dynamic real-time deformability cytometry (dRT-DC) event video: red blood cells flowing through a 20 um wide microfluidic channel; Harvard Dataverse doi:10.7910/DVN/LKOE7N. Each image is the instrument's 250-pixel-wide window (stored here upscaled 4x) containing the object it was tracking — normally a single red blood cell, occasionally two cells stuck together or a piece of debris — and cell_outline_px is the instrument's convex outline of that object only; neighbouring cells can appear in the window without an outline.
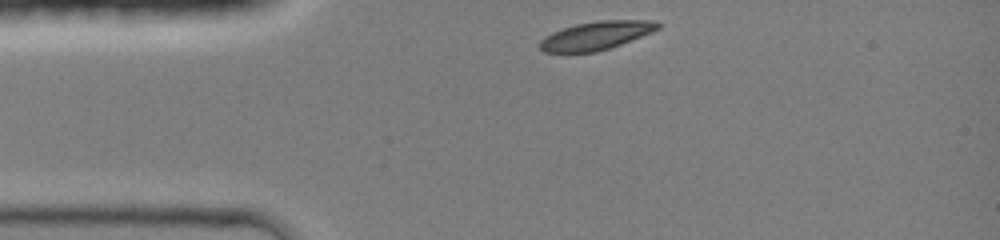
{"species": "common noctule bat (a hibernating species)", "species_latin": "Nyctalus noctula", "temperature_condition": "room temperature", "stored_images_in_passage": 31, "camera_frame_rate_fps": 3000, "um_per_image_px": 0.085, "animal": {"sex": "female", "body_mass_g": 19.0, "forearm_length_mm": 51.5}, "frame": {"image": 1, "passage_image": 1, "time_ms": 0.0, "image_size_px": [1000, 240], "cell_outline_px": [[660, 28], [652, 32], [620, 44], [596, 52], [544, 52], [540, 48], [540, 40], [544, 36], [552, 32], [576, 24], [600, 20], [652, 20], [660, 24]], "centroid_in_image_um": [50.66, 3.01], "position_along_channel_um": 34.3, "area_um2": 19.31}}
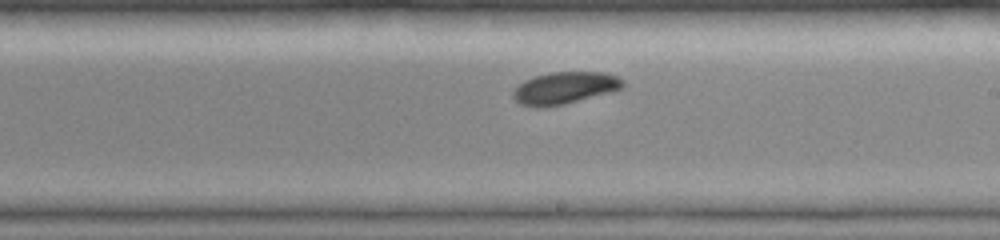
{"frame": {"image": 2, "passage_image": 18, "time_ms": 5.667, "image_size_px": [1000, 240], "cell_outline_px": [[624, 84], [620, 88], [612, 92], [564, 104], [544, 108], [536, 108], [520, 104], [512, 96], [512, 92], [524, 80], [536, 76], [552, 72], [604, 72], [616, 76], [624, 80]], "centroid_in_image_um": [47.99, 7.49], "position_along_channel_um": 241.0, "area_um2": 20.52}}
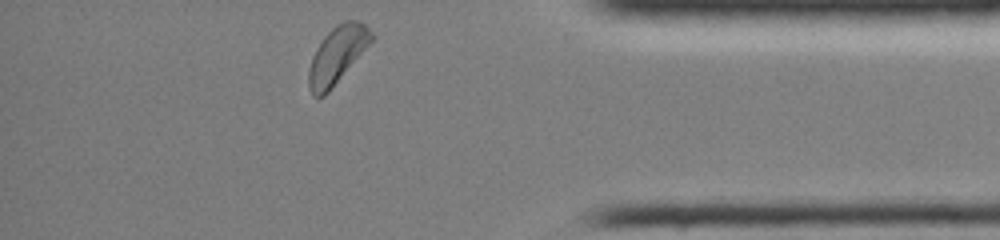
{"frame": {"image": 3, "passage_image": 31, "time_ms": 10.0, "image_size_px": [1000, 240], "cell_outline_px": [[376, 36], [328, 92], [324, 96], [312, 96], [308, 88], [308, 72], [312, 56], [316, 48], [324, 36], [336, 24], [344, 20], [360, 20]], "centroid_in_image_um": [28.65, 4.65], "position_along_channel_um": 406.6, "area_um2": 20.69}, "authors_computed_cell_mechanics": {"area_um2": 20.519, "velocity_mm_per_s": 4.1749, "shape_relaxation_time_tau1_ms": 1.4234, "shape_relaxation_time_tau2_ms": null, "deformation_change_tau1": 0.0744, "deformation_change_tau2": null}}